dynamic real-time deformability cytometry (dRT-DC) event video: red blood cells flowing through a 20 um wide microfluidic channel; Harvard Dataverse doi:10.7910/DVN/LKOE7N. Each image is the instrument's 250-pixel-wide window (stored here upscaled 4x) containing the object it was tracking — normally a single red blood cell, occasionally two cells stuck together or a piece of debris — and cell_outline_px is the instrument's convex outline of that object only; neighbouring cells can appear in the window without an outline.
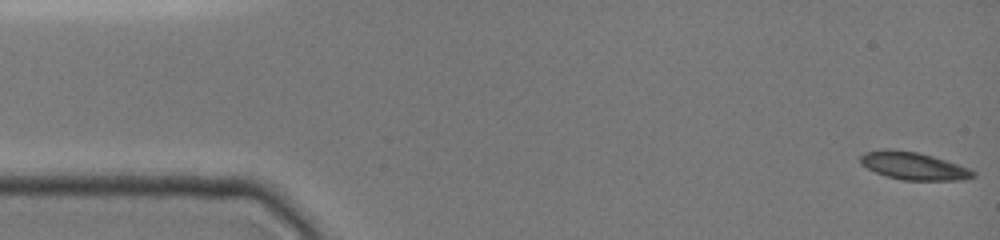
{"species": "common noctule bat (a hibernating species)", "species_latin": "Nyctalus noctula", "temperature_condition": "cold", "stored_images_in_passage": 66, "camera_frame_rate_fps": 3000, "um_per_image_px": 0.085, "animal": {"sex": "female", "body_mass_g": 19.0, "forearm_length_mm": 51.5}, "frame": {"image": 1, "passage_image": 1, "time_ms": 0.0, "image_size_px": [1000, 240], "cell_outline_px": [[976, 176], [964, 180], [904, 180], [888, 176], [876, 172], [860, 164], [860, 156], [864, 152], [884, 148], [916, 152], [932, 156], [968, 168], [976, 172]], "centroid_in_image_um": [77.63, 14.1], "position_along_channel_um": 7.4, "area_um2": 17.98}}
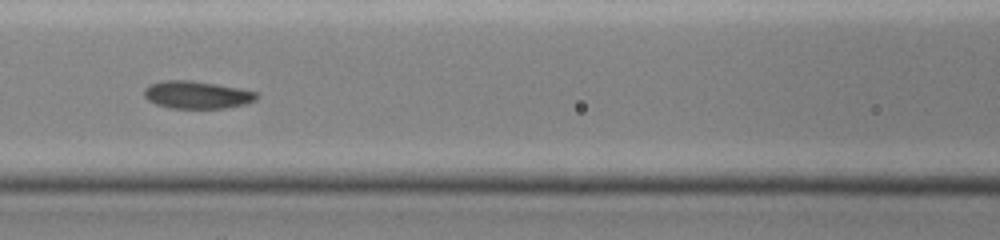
{"frame": {"image": 2, "passage_image": 28, "time_ms": 6.667, "image_size_px": [1000, 240], "cell_outline_px": [[260, 96], [256, 100], [244, 104], [224, 108], [168, 108], [156, 104], [148, 100], [144, 96], [144, 88], [148, 84], [164, 80], [192, 80], [240, 88], [256, 92]], "centroid_in_image_um": [16.72, 8.05], "position_along_channel_um": 149.9, "area_um2": 18.21}}
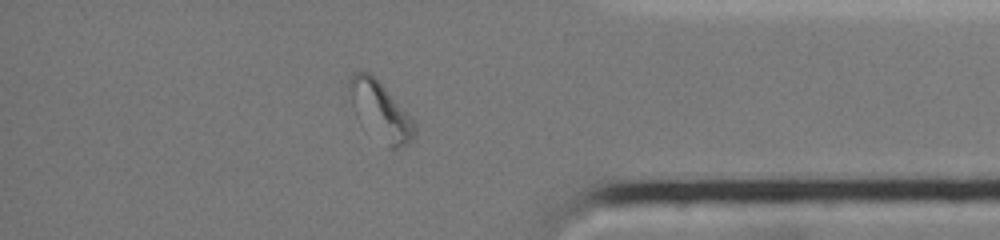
{"frame": {"image": 3, "passage_image": 58, "time_ms": 13.333, "image_size_px": [1000, 240], "cell_outline_px": [[416, 136], [408, 144], [400, 148], [388, 148], [352, 104], [348, 88], [348, 80], [352, 72], [368, 72], [416, 120]], "centroid_in_image_um": [32.42, 9.42], "position_along_channel_um": 402.8, "area_um2": 21.1}, "authors_computed_cell_mechanics": {"area_um2": 18.1781, "velocity_mm_per_s": 3.9474, "shape_relaxation_time_tau1_ms": null, "shape_relaxation_time_tau2_ms": 9.4714, "deformation_change_tau1": null, "deformation_change_tau2": 0.1227}}